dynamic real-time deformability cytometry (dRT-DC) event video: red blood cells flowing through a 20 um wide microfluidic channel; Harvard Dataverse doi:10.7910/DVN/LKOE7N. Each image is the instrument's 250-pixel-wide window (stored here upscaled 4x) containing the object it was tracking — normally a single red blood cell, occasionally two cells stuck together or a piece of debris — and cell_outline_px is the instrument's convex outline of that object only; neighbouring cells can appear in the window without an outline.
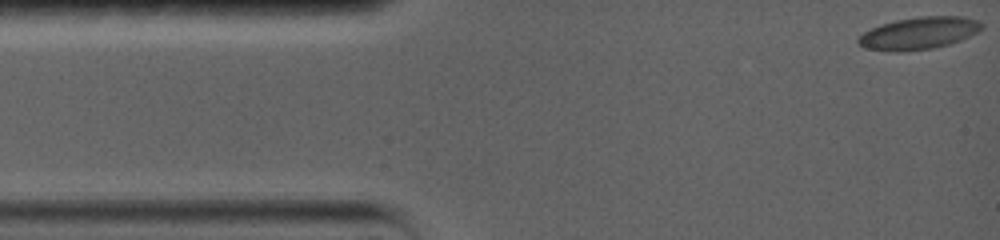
{"species": "common noctule bat (a hibernating species)", "species_latin": "Nyctalus noctula", "temperature_condition": "warm", "stored_images_in_passage": 58, "camera_frame_rate_fps": 5000, "um_per_image_px": 0.085, "animal": {"sex": "female", "body_mass_g": 19.0, "forearm_length_mm": 56.7}, "frame": {"image": 1, "passage_image": 1, "time_ms": 0.0, "image_size_px": [1000, 240], "cell_outline_px": [[984, 28], [960, 40], [948, 44], [932, 48], [896, 52], [892, 52], [864, 48], [856, 40], [864, 32], [880, 24], [896, 20], [920, 16], [964, 16], [976, 20], [984, 24]], "centroid_in_image_um": [78.1, 2.81], "position_along_channel_um": 6.9, "area_um2": 23.12}}
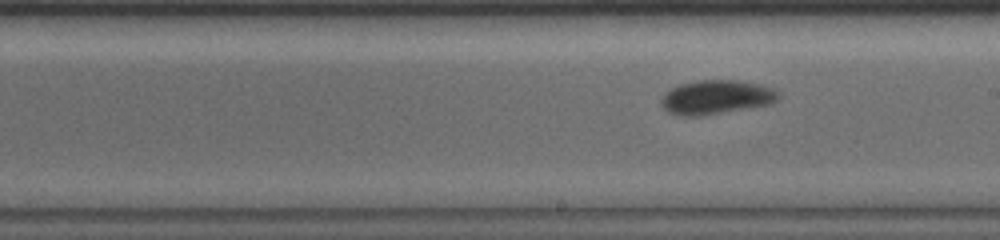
{"frame": {"image": 2, "passage_image": 34, "time_ms": 8.4, "image_size_px": [1000, 240], "cell_outline_px": [[780, 96], [772, 104], [700, 116], [680, 116], [668, 112], [660, 104], [660, 100], [672, 88], [680, 84], [700, 80], [736, 80], [756, 84], [772, 88], [780, 92]], "centroid_in_image_um": [60.89, 8.27], "position_along_channel_um": 228.1, "area_um2": 23.12}}
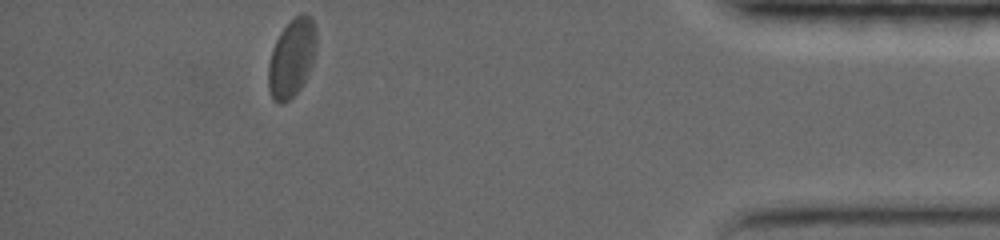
{"frame": {"image": 3, "passage_image": 58, "time_ms": 15.0, "image_size_px": [1000, 240], "cell_outline_px": [[316, 52], [312, 64], [300, 88], [288, 100], [280, 104], [272, 100], [268, 88], [268, 64], [272, 48], [280, 32], [300, 12], [304, 12], [312, 16], [316, 28]], "centroid_in_image_um": [24.8, 4.9], "position_along_channel_um": 410.4, "area_um2": 22.02}, "authors_computed_cell_mechanics": {"area_um2": 22.0218, "velocity_mm_per_s": 3.5722, "shape_relaxation_time_tau1_ms": 4.4777, "shape_relaxation_time_tau2_ms": null, "deformation_change_tau1": 0.1181, "deformation_change_tau2": null}}